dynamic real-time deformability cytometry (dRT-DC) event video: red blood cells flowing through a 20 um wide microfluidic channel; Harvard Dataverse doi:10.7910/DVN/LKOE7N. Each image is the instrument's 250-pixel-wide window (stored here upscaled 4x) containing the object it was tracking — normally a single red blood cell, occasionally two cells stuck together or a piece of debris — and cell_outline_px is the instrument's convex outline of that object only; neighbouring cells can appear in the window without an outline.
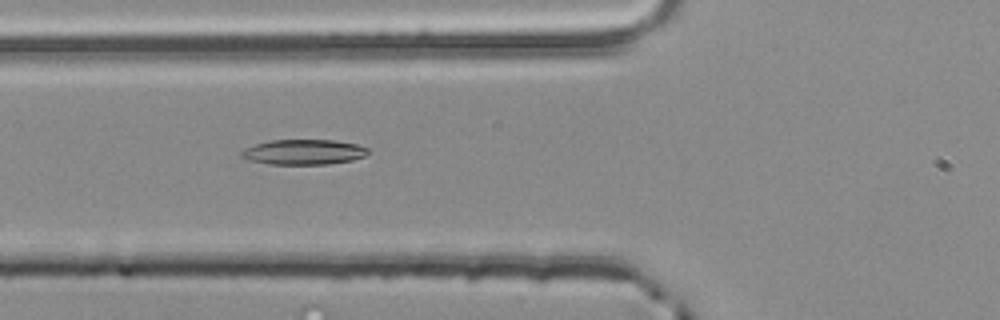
{"species": "common noctule bat (a hibernating species)", "species_latin": "Nyctalus noctula", "temperature_condition": "room temperature", "stored_images_in_passage": 39, "camera_frame_rate_fps": 3000, "um_per_image_px": 0.085, "animal": {"sex": "male", "body_mass_g": 20.4}, "frame": {"image": 1, "passage_image": 5, "time_ms": 1.333, "image_size_px": [1000, 320], "cell_outline_px": [[368, 152], [364, 156], [352, 160], [328, 164], [268, 164], [248, 160], [240, 156], [240, 152], [244, 148], [256, 144], [272, 140], [336, 140], [356, 144], [368, 148]], "centroid_in_image_um": [25.78, 12.92], "position_along_channel_um": 100.0, "area_um2": 18.55}}
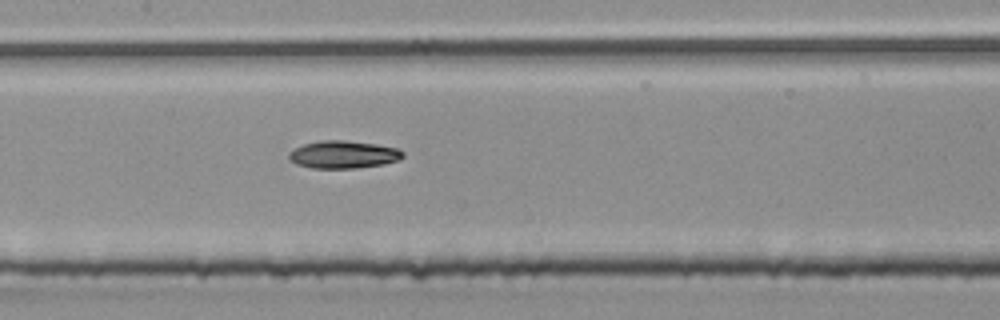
{"frame": {"image": 2, "passage_image": 11, "time_ms": 3.333, "image_size_px": [1000, 320], "cell_outline_px": [[404, 156], [400, 160], [384, 164], [356, 168], [312, 168], [296, 164], [288, 156], [288, 152], [304, 144], [320, 140], [344, 140], [376, 144], [396, 148], [404, 152]], "centroid_in_image_um": [29.2, 13.13], "position_along_channel_um": 178.2, "area_um2": 18.32}}
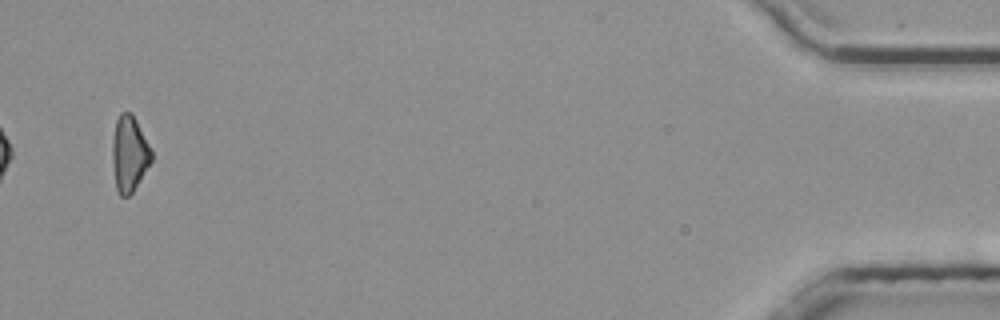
{"frame": {"image": 3, "passage_image": 37, "time_ms": 12.0, "image_size_px": [1000, 320], "cell_outline_px": [[152, 160], [132, 192], [128, 196], [120, 196], [116, 188], [112, 164], [112, 140], [116, 120], [120, 112], [132, 112], [152, 152]], "centroid_in_image_um": [10.96, 13.06], "position_along_channel_um": 424.2, "area_um2": 17.11}}